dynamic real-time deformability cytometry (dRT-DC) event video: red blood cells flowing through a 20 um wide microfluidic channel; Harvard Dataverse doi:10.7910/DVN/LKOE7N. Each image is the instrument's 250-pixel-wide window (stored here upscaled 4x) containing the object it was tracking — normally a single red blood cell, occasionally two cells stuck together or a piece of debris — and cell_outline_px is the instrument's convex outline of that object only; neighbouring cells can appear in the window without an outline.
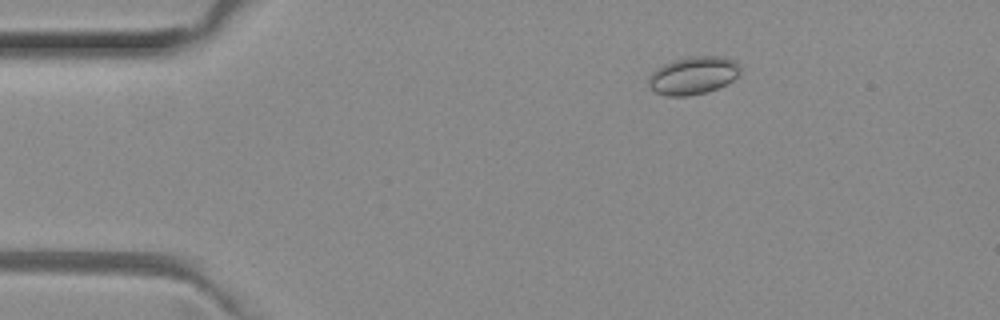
{"species": "common noctule bat (a hibernating species)", "species_latin": "Nyctalus noctula", "temperature_condition": "room temperature", "stored_images_in_passage": 52, "camera_frame_rate_fps": 3000, "um_per_image_px": 0.085, "animal": {"sex": "female", "body_mass_g": 29.2, "forearm_length_mm": 56.3}, "frame": {"image": 1, "passage_image": 9, "time_ms": 2.667, "image_size_px": [1000, 320], "cell_outline_px": [[740, 72], [728, 84], [708, 92], [688, 96], [668, 96], [656, 92], [648, 84], [648, 76], [656, 68], [672, 60], [684, 56], [724, 56], [732, 60], [740, 68]], "centroid_in_image_um": [58.9, 6.41], "position_along_channel_um": 26.1, "area_um2": 20.35}}
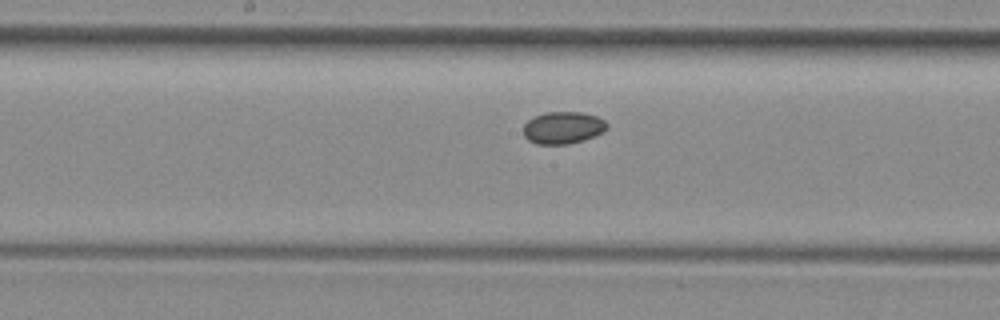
{"frame": {"image": 2, "passage_image": 27, "time_ms": 8.667, "image_size_px": [1000, 320], "cell_outline_px": [[608, 128], [604, 132], [584, 140], [568, 144], [536, 144], [528, 140], [524, 136], [524, 124], [532, 116], [544, 112], [584, 112], [596, 116], [604, 120], [608, 124]], "centroid_in_image_um": [47.86, 10.85], "position_along_channel_um": 200.3, "area_um2": 15.9}}
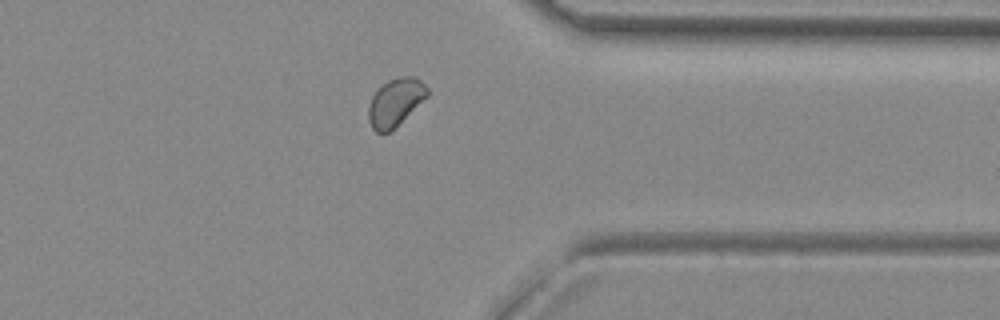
{"frame": {"image": 3, "passage_image": 41, "time_ms": 13.333, "image_size_px": [1000, 320], "cell_outline_px": [[428, 96], [388, 132], [376, 132], [372, 128], [368, 120], [368, 108], [372, 96], [388, 80], [396, 76], [416, 76], [428, 88]], "centroid_in_image_um": [33.6, 8.66], "position_along_channel_um": 377.8, "area_um2": 16.01}}